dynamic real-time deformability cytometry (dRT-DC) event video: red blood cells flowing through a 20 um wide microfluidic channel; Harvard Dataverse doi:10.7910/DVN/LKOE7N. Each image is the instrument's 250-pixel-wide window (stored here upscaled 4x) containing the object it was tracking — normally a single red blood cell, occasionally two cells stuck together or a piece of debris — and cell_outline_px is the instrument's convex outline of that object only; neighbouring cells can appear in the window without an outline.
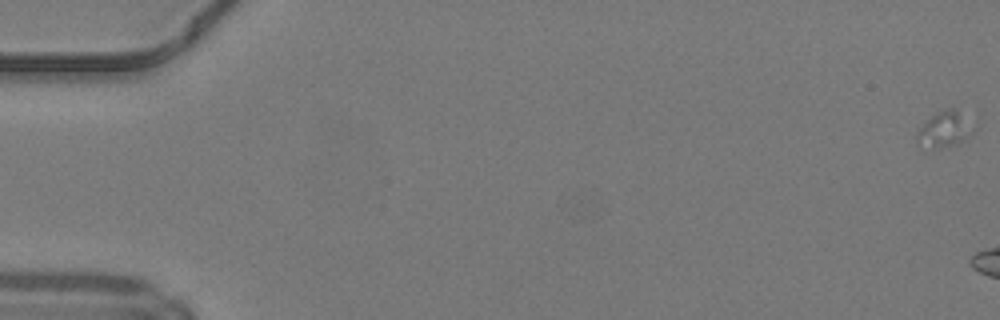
{"species": "common noctule bat (a hibernating species)", "species_latin": "Nyctalus noctula", "temperature_condition": "warm", "stored_images_in_passage": 20, "segment_of_instrument_passage": [1, 2], "camera_frame_rate_fps": 3000, "um_per_image_px": 0.085, "animal": {"sex": "male", "body_mass_g": 19.2, "forearm_length_mm": 51.8}, "frame": {"image": 1, "passage_image": 1, "time_ms": 0.0, "image_size_px": [1000, 320], "cell_outline_px": [[976, 128], [968, 136], [956, 144], [924, 152], [916, 140], [916, 132], [936, 112], [948, 108], [952, 108]], "centroid_in_image_um": [80.2, 11.08], "position_along_channel_um": 4.8, "area_um2": 11.68}}
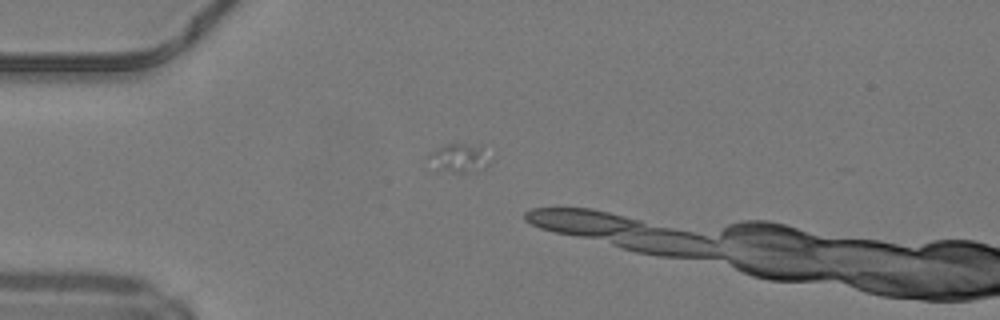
{"frame": {"image": 2, "passage_image": 16, "time_ms": 5.0, "image_size_px": [1000, 320], "cell_outline_px": [[492, 164], [484, 168], [472, 172], [452, 172], [436, 168], [428, 156], [428, 152], [444, 144], [464, 144], [480, 148], [492, 160]], "centroid_in_image_um": [39.04, 13.44], "position_along_channel_um": 46.0, "area_um2": 10.06}}